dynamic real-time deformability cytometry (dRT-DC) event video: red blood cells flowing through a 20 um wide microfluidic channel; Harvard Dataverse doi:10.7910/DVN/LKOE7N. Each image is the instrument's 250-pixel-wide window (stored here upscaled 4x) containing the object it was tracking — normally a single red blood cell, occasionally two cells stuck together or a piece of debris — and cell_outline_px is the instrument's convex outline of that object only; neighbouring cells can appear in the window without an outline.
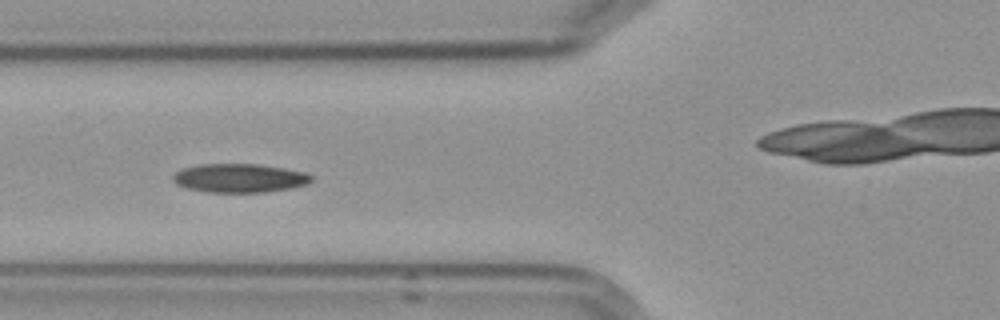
{"species": "Egyptian fruit bat (a non-hibernating species)", "species_latin": "Rousettus aegyptiacus", "temperature_condition": "cold", "stored_images_in_passage": 10, "camera_frame_rate_fps": 3000, "um_per_image_px": 0.085, "frame": {"image": 1, "passage_image": 5, "time_ms": 4.667, "image_size_px": [1000, 320], "cell_outline_px": [[312, 180], [308, 184], [292, 188], [264, 192], [208, 192], [184, 188], [176, 184], [172, 180], [172, 176], [176, 172], [184, 168], [200, 164], [260, 164], [308, 172], [312, 176]], "centroid_in_image_um": [20.37, 15.14], "position_along_channel_um": 105.4, "area_um2": 23.41}}